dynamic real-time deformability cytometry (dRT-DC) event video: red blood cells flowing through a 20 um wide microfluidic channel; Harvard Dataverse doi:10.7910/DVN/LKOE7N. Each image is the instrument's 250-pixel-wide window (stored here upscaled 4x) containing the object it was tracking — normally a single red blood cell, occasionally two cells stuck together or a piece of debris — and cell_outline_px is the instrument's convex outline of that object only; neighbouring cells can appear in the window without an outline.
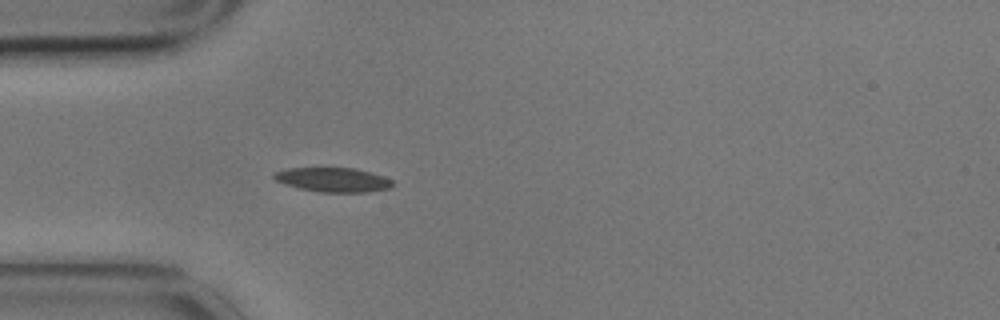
{"species": "common noctule bat (a hibernating species)", "species_latin": "Nyctalus noctula", "temperature_condition": "cold", "stored_images_in_passage": 5, "camera_frame_rate_fps": 3000, "um_per_image_px": 0.085, "animal": {"sex": "male", "body_mass_g": 17.9}, "frame": {"image": 1, "passage_image": 5, "time_ms": 1.333, "image_size_px": [1000, 320], "cell_outline_px": [[396, 184], [392, 188], [368, 192], [320, 192], [300, 188], [284, 184], [276, 180], [272, 176], [276, 172], [288, 168], [356, 168], [384, 176], [392, 180]], "centroid_in_image_um": [28.37, 15.28], "position_along_channel_um": 56.6, "area_um2": 16.88}}